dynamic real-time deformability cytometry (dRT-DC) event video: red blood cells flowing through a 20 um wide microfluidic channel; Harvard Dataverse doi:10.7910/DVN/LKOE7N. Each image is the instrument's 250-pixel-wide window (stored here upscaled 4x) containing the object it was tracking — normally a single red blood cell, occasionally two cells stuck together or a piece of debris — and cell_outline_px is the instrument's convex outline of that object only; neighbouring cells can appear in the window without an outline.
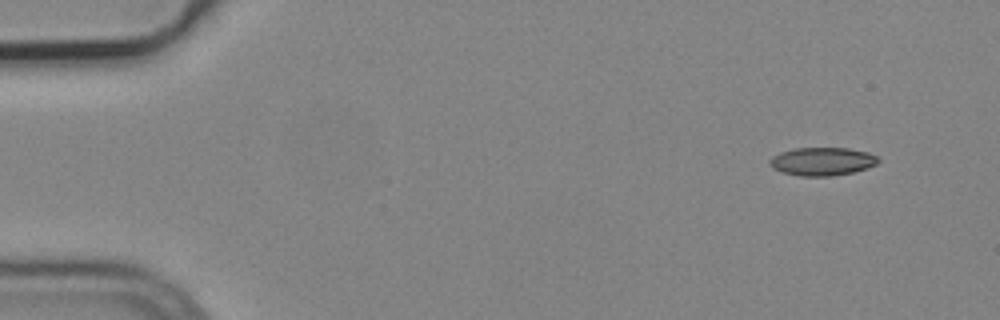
{"species": "common noctule bat (a hibernating species)", "species_latin": "Nyctalus noctula", "temperature_condition": "cold", "stored_images_in_passage": 6, "camera_frame_rate_fps": 3000, "um_per_image_px": 0.085, "animal": {"sex": "male", "body_mass_g": 19.2, "forearm_length_mm": 51.8}, "frame": {"image": 1, "passage_image": 1, "time_ms": 0.0, "image_size_px": [1000, 320], "cell_outline_px": [[880, 160], [876, 164], [868, 168], [852, 172], [832, 176], [800, 176], [784, 172], [772, 168], [768, 164], [768, 160], [772, 156], [780, 152], [796, 148], [848, 148], [868, 152], [876, 156]], "centroid_in_image_um": [69.87, 13.72], "position_along_channel_um": 15.1, "area_um2": 17.86}}
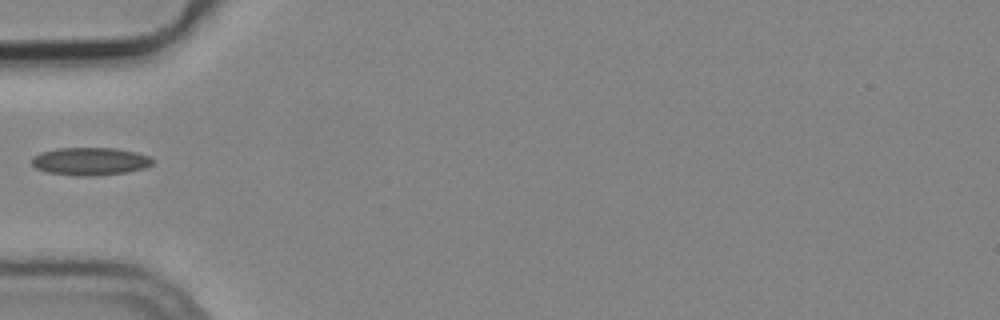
{"frame": {"image": 2, "passage_image": 5, "time_ms": 1.333, "image_size_px": [1000, 320], "cell_outline_px": [[152, 164], [144, 168], [128, 172], [96, 176], [80, 176], [48, 172], [36, 168], [32, 164], [32, 156], [40, 152], [56, 148], [116, 148], [136, 152], [148, 156], [152, 160]], "centroid_in_image_um": [7.64, 13.71], "position_along_channel_um": 77.4, "area_um2": 19.59}}
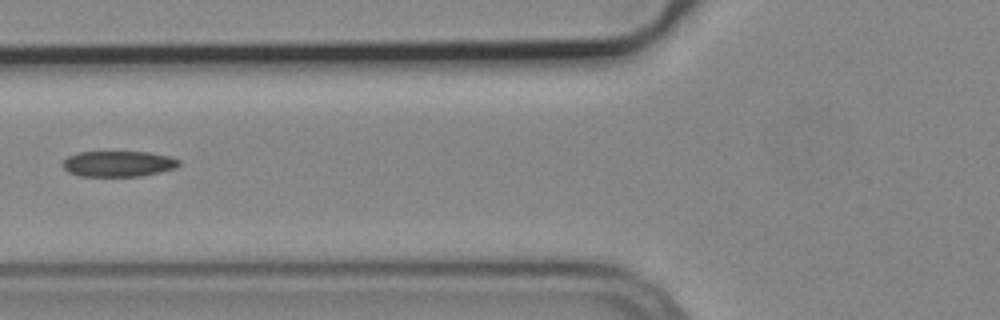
{"frame": {"image": 3, "passage_image": 6, "time_ms": 1.667, "image_size_px": [1000, 320], "cell_outline_px": [[180, 164], [176, 168], [160, 172], [140, 176], [80, 176], [68, 172], [60, 164], [68, 156], [76, 152], [152, 152], [172, 156], [180, 160]], "centroid_in_image_um": [10.07, 13.91], "position_along_channel_um": 115.7, "area_um2": 17.69}}